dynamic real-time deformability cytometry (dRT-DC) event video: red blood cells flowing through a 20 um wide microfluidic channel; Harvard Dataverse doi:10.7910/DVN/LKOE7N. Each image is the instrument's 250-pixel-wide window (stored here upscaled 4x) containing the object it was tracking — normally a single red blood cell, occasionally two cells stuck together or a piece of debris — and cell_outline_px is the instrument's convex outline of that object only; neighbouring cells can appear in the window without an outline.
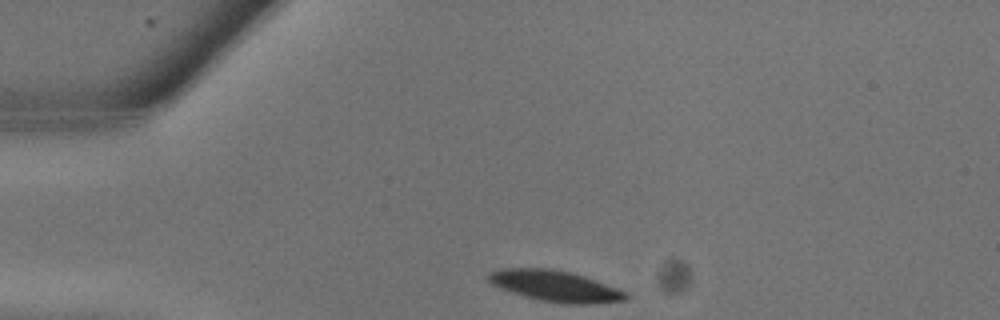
{"species": "common noctule bat (a hibernating species)", "species_latin": "Nyctalus noctula", "temperature_condition": "warm", "stored_images_in_passage": 3, "camera_frame_rate_fps": 3000, "um_per_image_px": 0.085, "animal": {"sex": "male", "body_mass_g": 13.3}, "frame": {"image": 1, "passage_image": 1, "time_ms": 0.0, "image_size_px": [1000, 320], "cell_outline_px": [[628, 300], [596, 304], [564, 304], [540, 300], [524, 296], [500, 288], [492, 284], [488, 280], [488, 272], [500, 268], [552, 268], [572, 272], [584, 276], [628, 292]], "centroid_in_image_um": [47.22, 24.31], "position_along_channel_um": 37.8, "area_um2": 25.09}}